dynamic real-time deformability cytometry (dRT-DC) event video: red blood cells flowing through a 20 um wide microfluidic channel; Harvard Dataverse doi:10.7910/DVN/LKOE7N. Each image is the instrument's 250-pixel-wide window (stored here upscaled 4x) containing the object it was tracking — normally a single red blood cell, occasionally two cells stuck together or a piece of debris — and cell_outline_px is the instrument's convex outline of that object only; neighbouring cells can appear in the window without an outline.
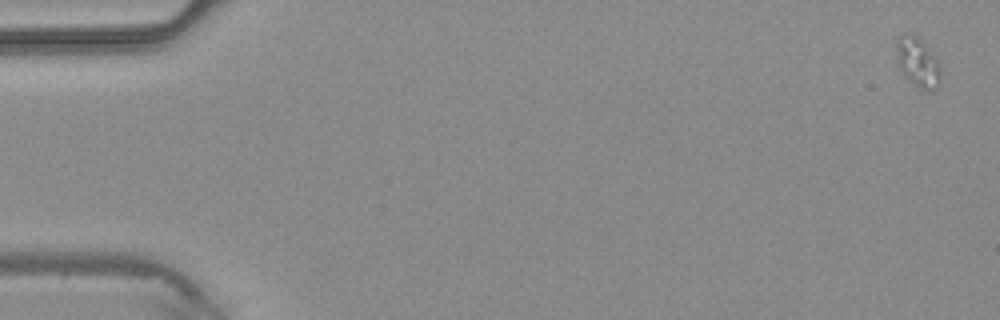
{"species": "common noctule bat (a hibernating species)", "species_latin": "Nyctalus noctula", "temperature_condition": "warm", "stored_images_in_passage": 36, "camera_frame_rate_fps": 3000, "um_per_image_px": 0.085, "animal": {"sex": "male", "body_mass_g": 20.4}, "frame": {"image": 1, "passage_image": 1, "time_ms": 0.0, "image_size_px": [1000, 320], "cell_outline_px": [[940, 80], [936, 88], [924, 92], [904, 76], [900, 68], [896, 44], [896, 40], [900, 36], [908, 32], [912, 32], [920, 40], [936, 60], [940, 68]], "centroid_in_image_um": [77.99, 5.31], "position_along_channel_um": 7.0, "area_um2": 12.37}}